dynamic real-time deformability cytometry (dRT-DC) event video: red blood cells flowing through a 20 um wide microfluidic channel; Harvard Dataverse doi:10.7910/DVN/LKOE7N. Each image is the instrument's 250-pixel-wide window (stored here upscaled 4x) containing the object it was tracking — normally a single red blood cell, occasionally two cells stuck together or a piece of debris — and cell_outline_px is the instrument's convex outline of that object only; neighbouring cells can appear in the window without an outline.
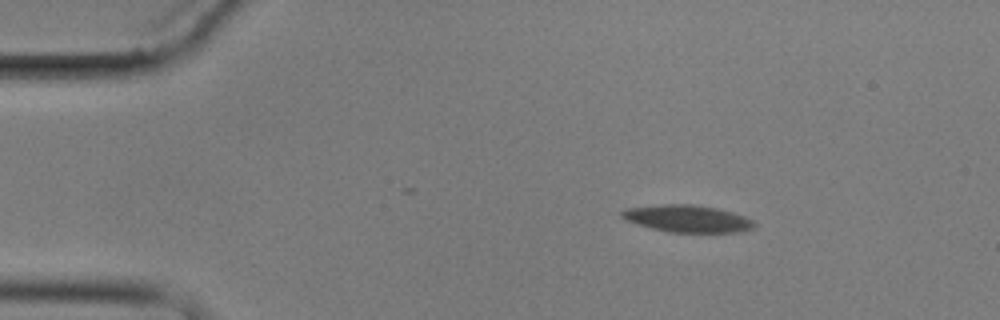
{"species": "common noctule bat (a hibernating species)", "species_latin": "Nyctalus noctula", "temperature_condition": "cold", "stored_images_in_passage": 8, "camera_frame_rate_fps": 3000, "um_per_image_px": 0.085, "animal": {"sex": "male", "body_mass_g": 17.9}, "frame": {"image": 1, "passage_image": 3, "time_ms": 3.0, "image_size_px": [1000, 320], "cell_outline_px": [[756, 228], [740, 232], [668, 232], [636, 224], [620, 216], [620, 212], [624, 208], [664, 204], [692, 204], [720, 208], [744, 216], [752, 220], [756, 224]], "centroid_in_image_um": [58.45, 18.58], "position_along_channel_um": 26.5, "area_um2": 21.1}}
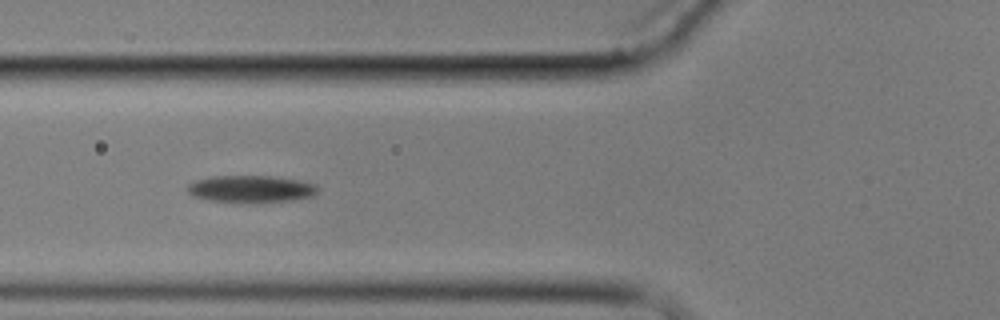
{"frame": {"image": 2, "passage_image": 6, "time_ms": 7.333, "image_size_px": [1000, 320], "cell_outline_px": [[320, 188], [312, 196], [292, 200], [212, 200], [196, 196], [188, 192], [188, 184], [196, 180], [208, 176], [276, 176], [300, 180], [316, 184]], "centroid_in_image_um": [21.38, 16.0], "position_along_channel_um": 104.4, "area_um2": 19.71}}
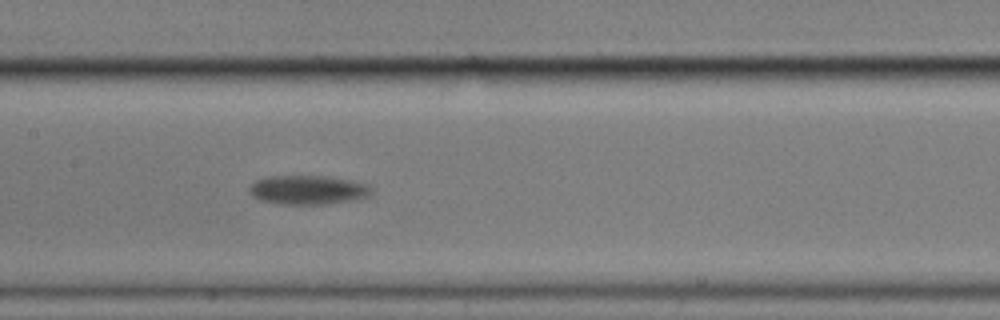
{"frame": {"image": 3, "passage_image": 8, "time_ms": 9.667, "image_size_px": [1000, 320], "cell_outline_px": [[372, 192], [368, 196], [352, 200], [324, 204], [284, 204], [260, 200], [252, 196], [248, 192], [248, 188], [256, 180], [268, 176], [324, 176], [352, 180], [368, 184], [372, 188]], "centroid_in_image_um": [26.16, 16.13], "position_along_channel_um": 181.2, "area_um2": 20.69}}